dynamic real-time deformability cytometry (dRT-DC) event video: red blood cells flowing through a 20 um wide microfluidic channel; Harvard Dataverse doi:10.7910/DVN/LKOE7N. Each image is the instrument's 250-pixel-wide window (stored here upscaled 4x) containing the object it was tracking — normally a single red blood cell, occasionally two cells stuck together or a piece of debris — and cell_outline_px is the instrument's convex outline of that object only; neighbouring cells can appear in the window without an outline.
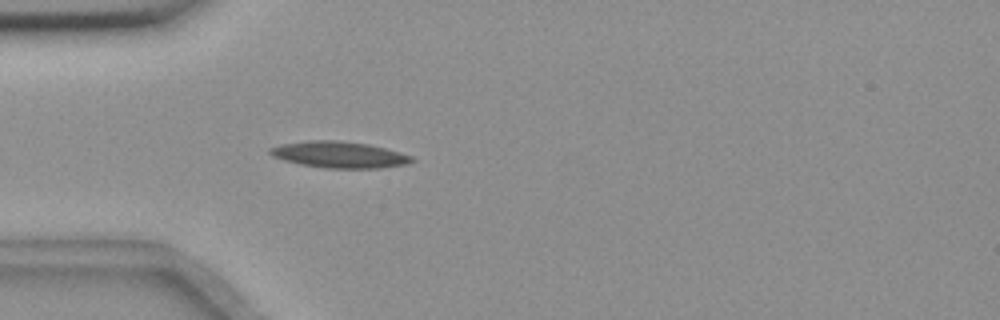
{"species": "common noctule bat (a hibernating species)", "species_latin": "Nyctalus noctula", "temperature_condition": "room temperature", "stored_images_in_passage": 3, "camera_frame_rate_fps": 3000, "um_per_image_px": 0.085, "animal": {"sex": "female", "body_mass_g": 18.4}, "frame": {"image": 1, "passage_image": 3, "time_ms": 4.0, "image_size_px": [1000, 320], "cell_outline_px": [[416, 160], [408, 164], [380, 168], [324, 168], [300, 164], [284, 160], [272, 156], [268, 152], [268, 148], [280, 144], [308, 140], [340, 140], [368, 144], [384, 148], [412, 156]], "centroid_in_image_um": [28.81, 13.14], "position_along_channel_um": 56.2, "area_um2": 21.91}}